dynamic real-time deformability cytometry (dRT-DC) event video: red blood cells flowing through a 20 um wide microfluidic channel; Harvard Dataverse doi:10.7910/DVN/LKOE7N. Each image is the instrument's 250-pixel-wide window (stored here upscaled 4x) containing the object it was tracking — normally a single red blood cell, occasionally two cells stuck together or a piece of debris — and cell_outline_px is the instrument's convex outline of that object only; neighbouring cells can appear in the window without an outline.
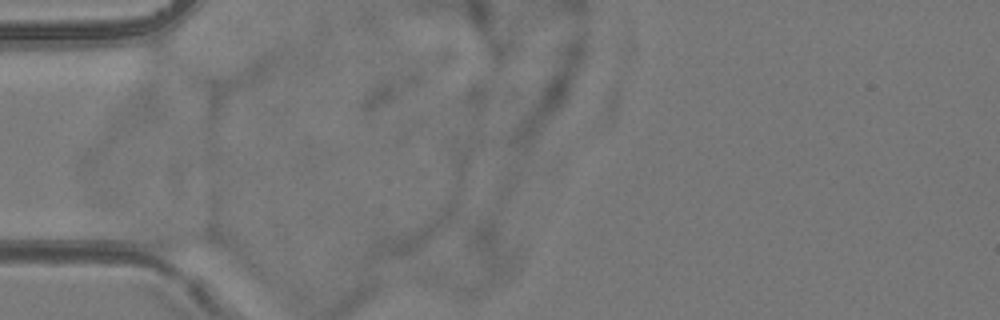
{"species": "common noctule bat (a hibernating species)", "species_latin": "Nyctalus noctula", "temperature_condition": "room temperature", "stored_images_in_passage": 2, "camera_frame_rate_fps": 3000, "um_per_image_px": 0.085, "animal": {"sex": "female", "body_mass_g": 24.6, "forearm_length_mm": 56.2}, "frame": {"image": 1, "passage_image": 1, "time_ms": 0.0, "image_size_px": [1000, 320], "cell_outline_px": [[228, 248], [168, 252], [156, 248], [148, 244], [132, 228], [132, 224], [144, 220], [212, 228], [220, 236]], "centroid_in_image_um": [15.15, 20.11], "position_along_channel_um": 69.9, "area_um2": 14.85}}